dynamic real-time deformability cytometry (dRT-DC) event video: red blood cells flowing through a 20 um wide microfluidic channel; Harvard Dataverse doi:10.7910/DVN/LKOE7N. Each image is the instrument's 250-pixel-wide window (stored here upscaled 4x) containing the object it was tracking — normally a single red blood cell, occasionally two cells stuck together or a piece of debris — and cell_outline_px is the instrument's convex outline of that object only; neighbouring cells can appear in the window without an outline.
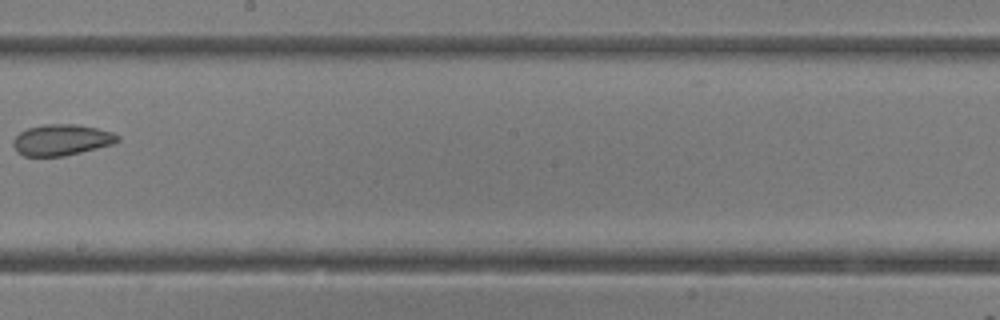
{"species": "common noctule bat (a hibernating species)", "species_latin": "Nyctalus noctula", "temperature_condition": "room temperature", "stored_images_in_passage": 30, "camera_frame_rate_fps": 3000, "um_per_image_px": 0.085, "animal": {"sex": "female"}, "frame": {"image": 1, "passage_image": 18, "time_ms": 5.667, "image_size_px": [1000, 320], "cell_outline_px": [[120, 140], [112, 144], [64, 156], [24, 156], [16, 152], [12, 144], [12, 140], [20, 132], [28, 128], [44, 124], [76, 124], [96, 128], [112, 132], [120, 136]], "centroid_in_image_um": [5.2, 11.89], "position_along_channel_um": 243.0, "area_um2": 18.9}}